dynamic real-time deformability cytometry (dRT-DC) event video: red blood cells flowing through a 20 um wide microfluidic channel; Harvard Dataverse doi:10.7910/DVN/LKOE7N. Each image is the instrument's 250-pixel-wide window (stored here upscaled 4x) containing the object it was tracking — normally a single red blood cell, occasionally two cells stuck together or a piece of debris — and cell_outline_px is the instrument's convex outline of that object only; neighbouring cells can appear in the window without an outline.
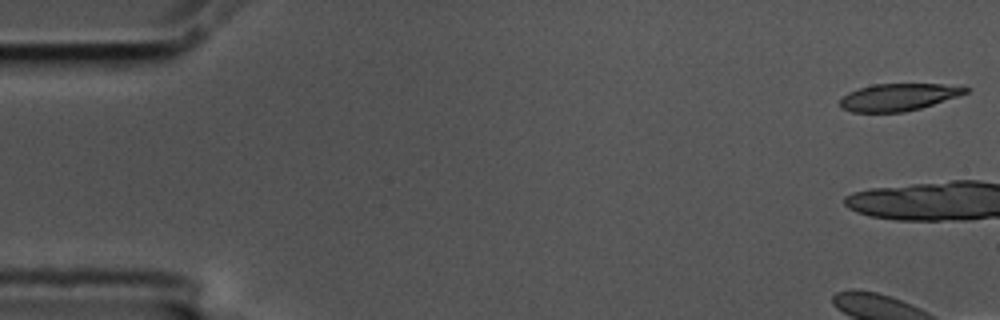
{"species": "common noctule bat (a hibernating species)", "species_latin": "Nyctalus noctula", "temperature_condition": "cold", "stored_images_in_passage": 5, "camera_frame_rate_fps": 3000, "um_per_image_px": 0.085, "animal": {"sex": "male", "body_mass_g": 17.5, "forearm_length_mm": 52.3}, "frame": {"image": 1, "passage_image": 1, "time_ms": 0.0, "image_size_px": [1000, 320], "cell_outline_px": [[972, 88], [968, 92], [960, 96], [920, 108], [904, 112], [852, 112], [840, 108], [840, 100], [848, 92], [872, 84], [944, 84]], "centroid_in_image_um": [76.38, 8.25], "position_along_channel_um": 8.6, "area_um2": 19.94}}